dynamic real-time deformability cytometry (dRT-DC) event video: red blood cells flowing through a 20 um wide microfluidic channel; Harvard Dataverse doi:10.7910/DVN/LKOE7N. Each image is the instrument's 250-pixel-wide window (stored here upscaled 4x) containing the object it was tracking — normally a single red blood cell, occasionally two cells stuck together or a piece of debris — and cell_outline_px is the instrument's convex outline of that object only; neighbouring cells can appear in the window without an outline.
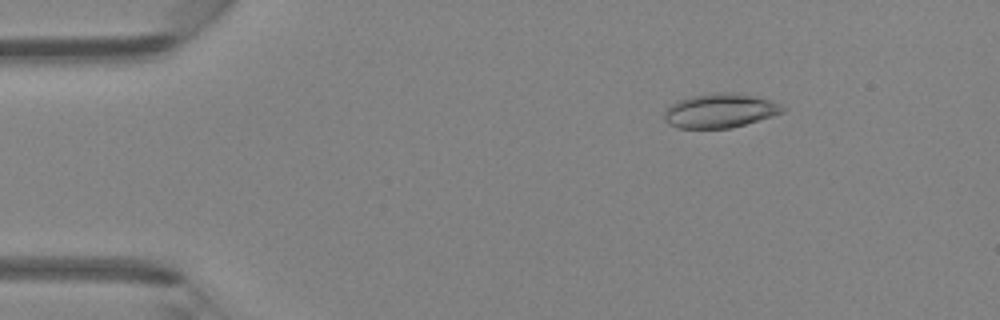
{"species": "Egyptian fruit bat (a non-hibernating species)", "species_latin": "Rousettus aegyptiacus", "temperature_condition": "room temperature", "stored_images_in_passage": 46, "camera_frame_rate_fps": 3000, "um_per_image_px": 0.085, "animal": {"sex": "female"}, "frame": {"image": 1, "passage_image": 7, "time_ms": 2.0, "image_size_px": [1000, 320], "cell_outline_px": [[788, 108], [784, 112], [772, 116], [732, 128], [680, 128], [668, 124], [664, 120], [664, 108], [676, 100], [688, 96], [716, 92], [736, 92], [756, 96], [780, 104]], "centroid_in_image_um": [61.17, 9.39], "position_along_channel_um": 23.8, "area_um2": 23.99}}
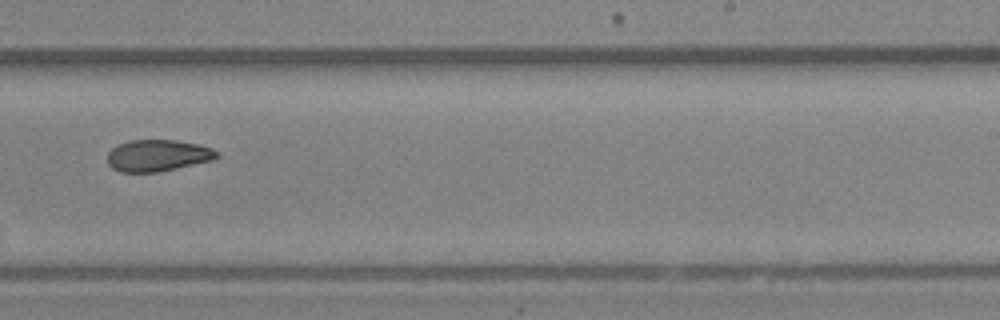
{"frame": {"image": 2, "passage_image": 29, "time_ms": 9.333, "image_size_px": [1000, 320], "cell_outline_px": [[220, 156], [212, 160], [176, 168], [156, 172], [120, 172], [112, 168], [108, 164], [108, 152], [116, 144], [128, 140], [176, 140], [200, 144], [212, 148], [220, 152]], "centroid_in_image_um": [13.41, 13.2], "position_along_channel_um": 275.6, "area_um2": 20.35}}
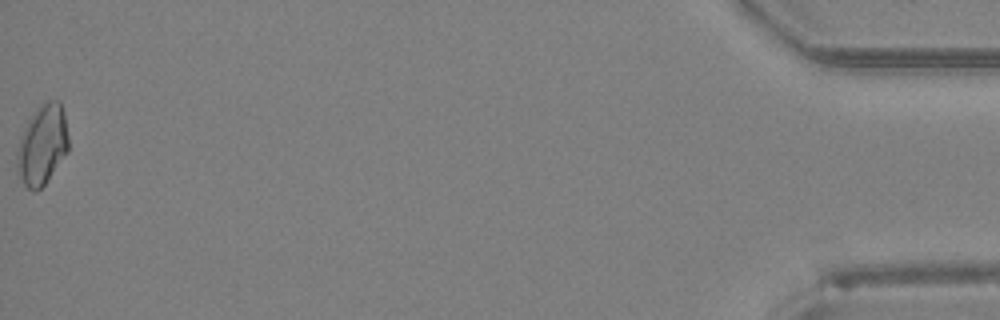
{"frame": {"image": 3, "passage_image": 46, "time_ms": 15.0, "image_size_px": [1000, 320], "cell_outline_px": [[68, 152], [44, 184], [36, 192], [32, 192], [24, 184], [20, 176], [16, 164], [16, 152], [24, 128], [28, 120], [36, 108], [44, 100], [60, 100], [64, 112], [68, 136]], "centroid_in_image_um": [3.6, 12.28], "position_along_channel_um": 431.6, "area_um2": 24.04}}